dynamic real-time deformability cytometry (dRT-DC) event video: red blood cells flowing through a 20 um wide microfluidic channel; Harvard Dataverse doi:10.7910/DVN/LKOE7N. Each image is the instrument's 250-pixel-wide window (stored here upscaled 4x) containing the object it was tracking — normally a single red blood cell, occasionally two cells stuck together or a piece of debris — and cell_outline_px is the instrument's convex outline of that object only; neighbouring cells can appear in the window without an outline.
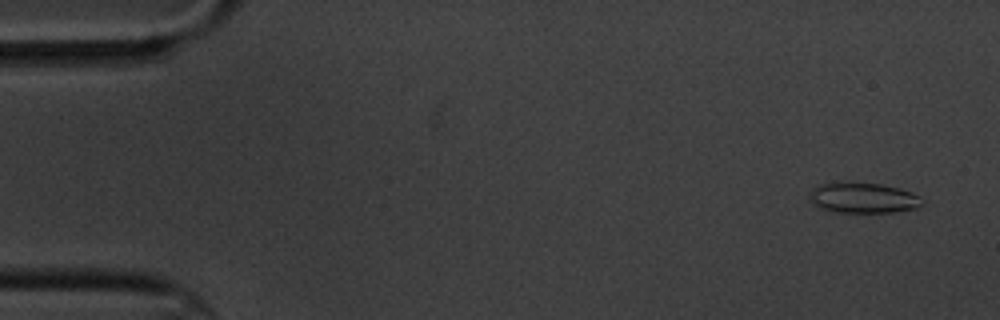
{"species": "common noctule bat (a hibernating species)", "species_latin": "Nyctalus noctula", "temperature_condition": "cold", "stored_images_in_passage": 5, "camera_frame_rate_fps": 3000, "um_per_image_px": 0.085, "animal": {"sex": "male", "body_mass_g": 20.1, "forearm_length_mm": 53.5}, "frame": {"image": 1, "passage_image": 1, "time_ms": 0.0, "image_size_px": [1000, 320], "cell_outline_px": [[924, 200], [916, 208], [892, 212], [828, 212], [812, 204], [808, 200], [808, 196], [812, 188], [816, 184], [880, 184], [912, 192]], "centroid_in_image_um": [73.3, 16.85], "position_along_channel_um": 11.7, "area_um2": 19.65}}
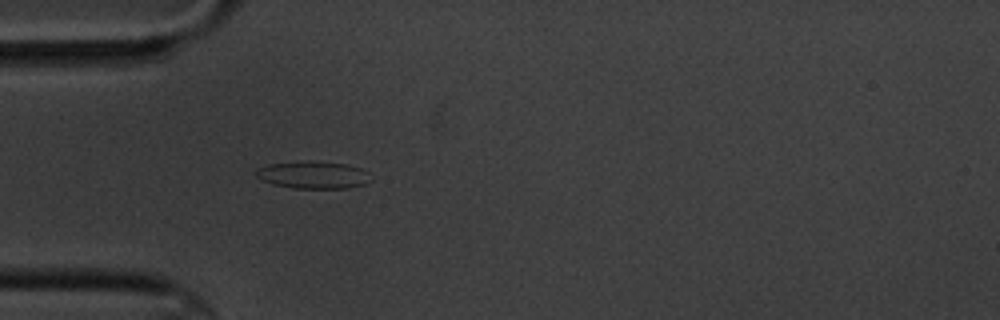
{"frame": {"image": 2, "passage_image": 5, "time_ms": 4.667, "image_size_px": [1000, 320], "cell_outline_px": [[372, 180], [364, 184], [348, 188], [292, 188], [272, 184], [256, 176], [256, 168], [268, 164], [308, 160], [312, 160], [348, 164], [360, 168], [368, 172]], "centroid_in_image_um": [26.63, 14.85], "position_along_channel_um": 58.4, "area_um2": 18.5}}